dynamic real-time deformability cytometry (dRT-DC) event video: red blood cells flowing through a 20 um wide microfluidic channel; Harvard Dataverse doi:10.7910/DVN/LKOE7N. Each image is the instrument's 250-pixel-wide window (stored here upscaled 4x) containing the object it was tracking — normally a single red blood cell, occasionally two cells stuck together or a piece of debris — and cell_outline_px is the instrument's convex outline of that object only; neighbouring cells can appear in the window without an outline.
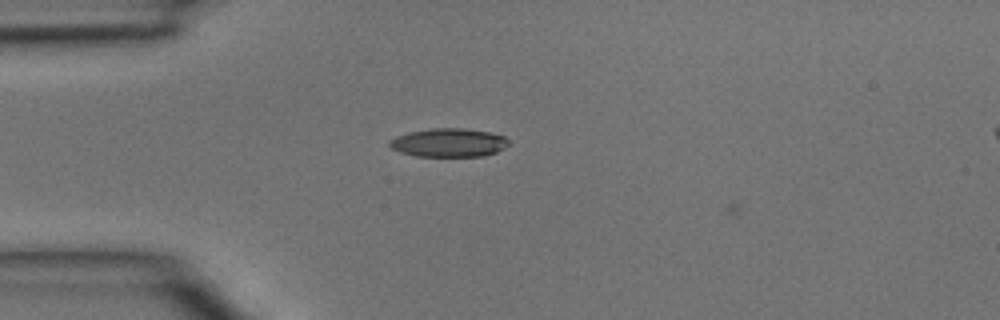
{"species": "common noctule bat (a hibernating species)", "species_latin": "Nyctalus noctula", "temperature_condition": "room temperature", "stored_images_in_passage": 3, "camera_frame_rate_fps": 3000, "um_per_image_px": 0.085, "animal": {"sex": "male", "body_mass_g": 15.6}, "frame": {"image": 1, "passage_image": 3, "time_ms": 0.667, "image_size_px": [1000, 320], "cell_outline_px": [[508, 144], [504, 148], [496, 152], [484, 156], [416, 156], [400, 152], [392, 148], [388, 144], [388, 140], [396, 136], [408, 132], [432, 128], [464, 128], [488, 132], [504, 136], [508, 140]], "centroid_in_image_um": [38.12, 12.12], "position_along_channel_um": 46.9, "area_um2": 19.83}}